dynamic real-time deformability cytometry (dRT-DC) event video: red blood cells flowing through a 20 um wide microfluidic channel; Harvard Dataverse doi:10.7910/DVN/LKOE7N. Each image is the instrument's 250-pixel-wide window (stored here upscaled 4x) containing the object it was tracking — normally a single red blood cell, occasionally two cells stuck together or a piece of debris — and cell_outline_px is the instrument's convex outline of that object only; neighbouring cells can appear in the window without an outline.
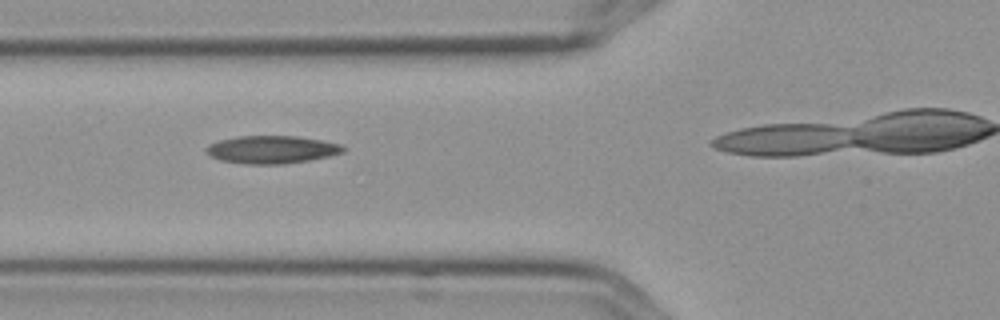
{"species": "Egyptian fruit bat (a non-hibernating species)", "species_latin": "Rousettus aegyptiacus", "temperature_condition": "cold", "stored_images_in_passage": 4, "camera_frame_rate_fps": 3000, "um_per_image_px": 0.085, "frame": {"image": 1, "passage_image": 3, "time_ms": 0.667, "image_size_px": [1000, 320], "cell_outline_px": [[344, 152], [328, 156], [308, 160], [284, 164], [244, 164], [220, 160], [204, 152], [204, 148], [208, 144], [220, 140], [236, 136], [296, 136], [320, 140], [340, 144], [344, 148]], "centroid_in_image_um": [23.04, 12.71], "position_along_channel_um": 102.8, "area_um2": 22.14}}